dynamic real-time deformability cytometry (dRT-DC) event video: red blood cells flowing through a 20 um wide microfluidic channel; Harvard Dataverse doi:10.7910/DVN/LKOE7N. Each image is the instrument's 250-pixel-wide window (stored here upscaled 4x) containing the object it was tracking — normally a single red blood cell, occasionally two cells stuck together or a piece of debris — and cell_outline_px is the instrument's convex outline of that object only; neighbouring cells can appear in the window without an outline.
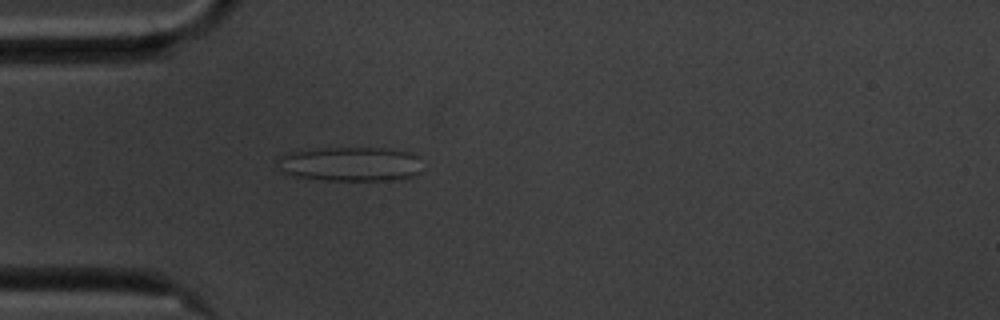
{"species": "common noctule bat (a hibernating species)", "species_latin": "Nyctalus noctula", "temperature_condition": "cold", "stored_images_in_passage": 41, "camera_frame_rate_fps": 3000, "um_per_image_px": 0.085, "animal": {"sex": "male", "body_mass_g": 20.1, "forearm_length_mm": 53.5}, "frame": {"image": 1, "passage_image": 1, "time_ms": 0.0, "image_size_px": [1000, 320], "cell_outline_px": [[420, 172], [412, 176], [396, 180], [324, 180], [292, 176], [284, 172], [280, 168], [276, 160], [284, 152], [320, 148], [380, 148], [408, 152], [416, 156]], "centroid_in_image_um": [29.7, 13.94], "position_along_channel_um": 55.3, "area_um2": 28.96}}
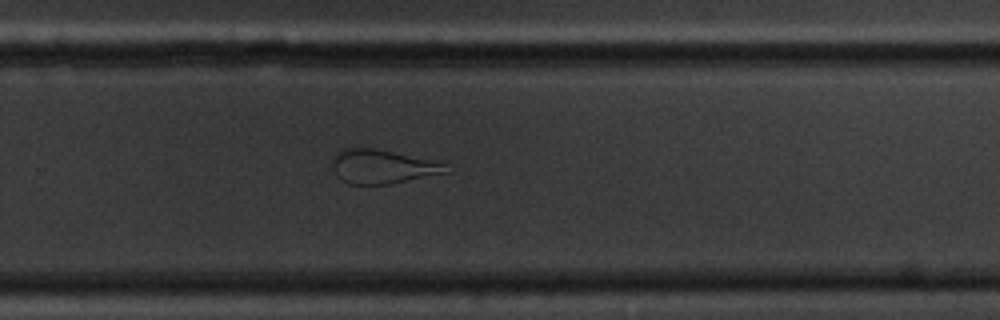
{"frame": {"image": 2, "passage_image": 22, "time_ms": 7.0, "image_size_px": [1000, 320], "cell_outline_px": [[448, 172], [388, 184], [348, 184], [336, 176], [332, 168], [332, 156], [340, 148], [376, 148], [444, 164]], "centroid_in_image_um": [32.36, 14.16], "position_along_channel_um": 297.4, "area_um2": 22.14}}
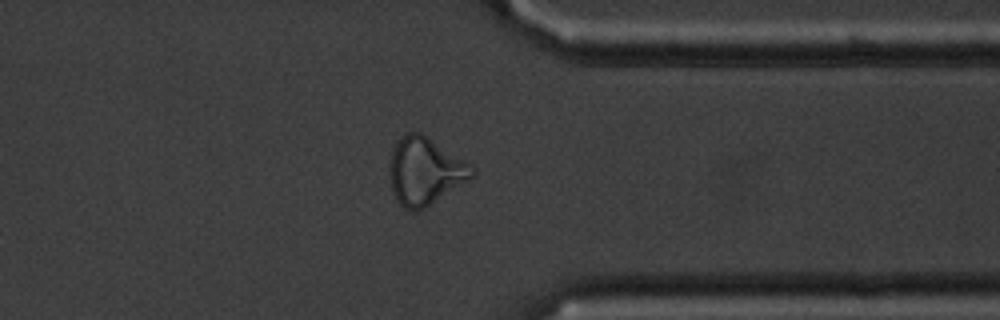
{"frame": {"image": 3, "passage_image": 29, "time_ms": 9.333, "image_size_px": [1000, 320], "cell_outline_px": [[476, 172], [468, 180], [424, 208], [416, 212], [404, 208], [396, 200], [392, 188], [388, 172], [388, 168], [392, 148], [396, 140], [408, 132], [420, 132], [428, 136], [472, 164], [476, 168]], "centroid_in_image_um": [36.1, 14.52], "position_along_channel_um": 375.3, "area_um2": 32.6}, "authors_computed_cell_mechanics": {"area_um2": 26.01, "velocity_mm_per_s": 3.5354, "shape_relaxation_time_tau1_ms": null, "shape_relaxation_time_tau2_ms": 1.6699, "deformation_change_tau1": null, "deformation_change_tau2": 0.114}}